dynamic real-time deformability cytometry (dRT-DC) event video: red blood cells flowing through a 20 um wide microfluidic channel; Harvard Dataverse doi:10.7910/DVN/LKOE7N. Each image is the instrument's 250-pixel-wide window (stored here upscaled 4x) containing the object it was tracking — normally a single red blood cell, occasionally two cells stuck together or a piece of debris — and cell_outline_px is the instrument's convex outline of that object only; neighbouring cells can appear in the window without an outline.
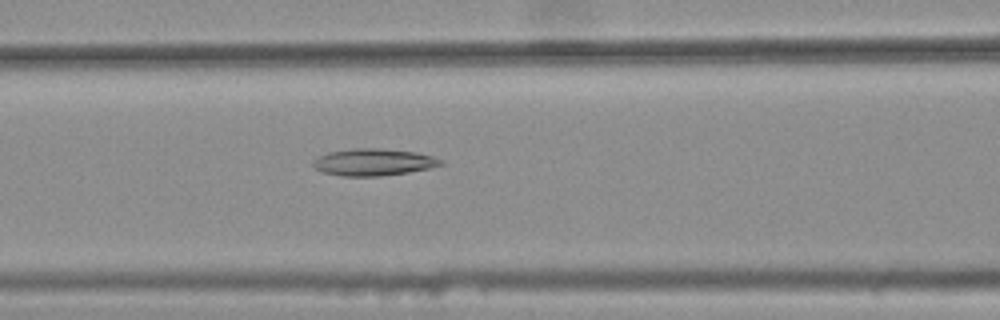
{"species": "common noctule bat (a hibernating species)", "species_latin": "Nyctalus noctula", "temperature_condition": "warm", "stored_images_in_passage": 47, "camera_frame_rate_fps": 3000, "um_per_image_px": 0.085, "animal": {"sex": "female", "body_mass_g": 25.1}, "frame": {"image": 1, "passage_image": 22, "time_ms": 7.0, "image_size_px": [1000, 320], "cell_outline_px": [[444, 164], [428, 168], [408, 172], [380, 176], [340, 176], [324, 172], [316, 168], [312, 164], [312, 160], [328, 152], [352, 148], [380, 148], [416, 152], [432, 156], [444, 160]], "centroid_in_image_um": [31.75, 13.77], "position_along_channel_um": 134.9, "area_um2": 20.06}}
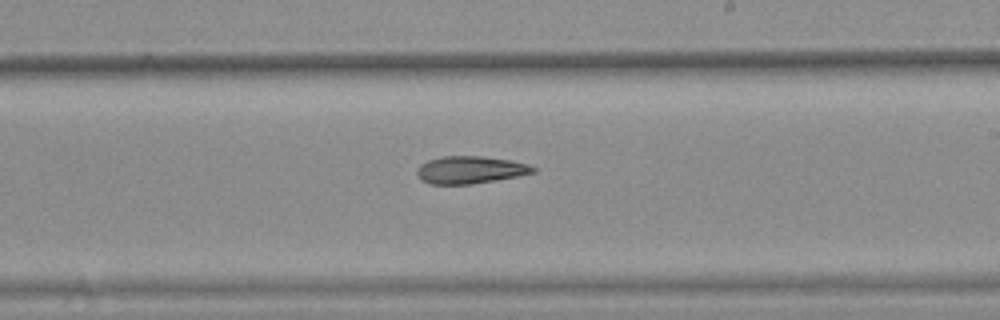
{"frame": {"image": 2, "passage_image": 31, "time_ms": 10.0, "image_size_px": [1000, 320], "cell_outline_px": [[536, 172], [496, 180], [472, 184], [432, 184], [424, 180], [416, 172], [416, 168], [420, 164], [428, 160], [444, 156], [484, 156], [512, 160], [528, 164], [536, 168]], "centroid_in_image_um": [39.99, 14.42], "position_along_channel_um": 249.0, "area_um2": 18.5}}
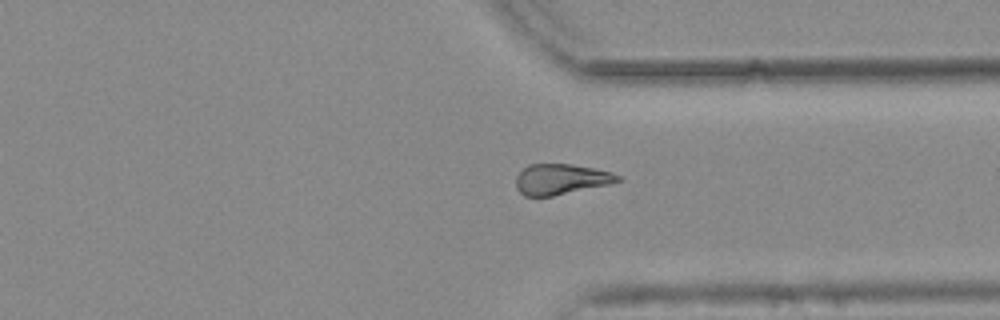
{"frame": {"image": 3, "passage_image": 40, "time_ms": 13.0, "image_size_px": [1000, 320], "cell_outline_px": [[620, 180], [608, 184], [552, 196], [524, 196], [516, 188], [516, 176], [528, 164], [572, 164], [612, 172], [620, 176]], "centroid_in_image_um": [47.64, 15.23], "position_along_channel_um": 363.8, "area_um2": 17.92}}